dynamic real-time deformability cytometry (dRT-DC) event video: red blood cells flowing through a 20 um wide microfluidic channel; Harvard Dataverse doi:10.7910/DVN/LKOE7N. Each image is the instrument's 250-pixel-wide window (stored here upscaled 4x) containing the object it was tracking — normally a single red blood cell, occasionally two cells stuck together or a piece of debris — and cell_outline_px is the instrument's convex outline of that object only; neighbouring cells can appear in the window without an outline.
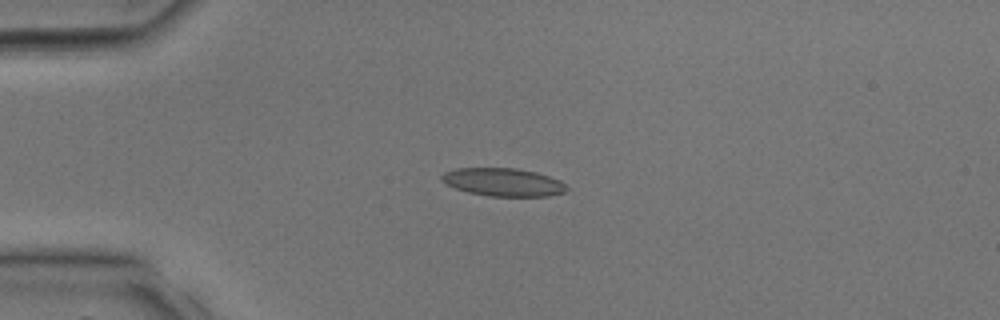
{"species": "common noctule bat (a hibernating species)", "species_latin": "Nyctalus noctula", "temperature_condition": "room temperature", "stored_images_in_passage": 3, "camera_frame_rate_fps": 3000, "um_per_image_px": 0.085, "animal": {"sex": "male", "body_mass_g": 17.9, "forearm_length_mm": 54.2}, "frame": {"image": 1, "passage_image": 2, "time_ms": 0.333, "image_size_px": [1000, 320], "cell_outline_px": [[568, 188], [564, 192], [548, 196], [488, 196], [468, 192], [456, 188], [440, 180], [440, 176], [444, 172], [456, 168], [516, 168], [536, 172], [560, 180]], "centroid_in_image_um": [42.76, 15.48], "position_along_channel_um": 42.2, "area_um2": 20.35}}
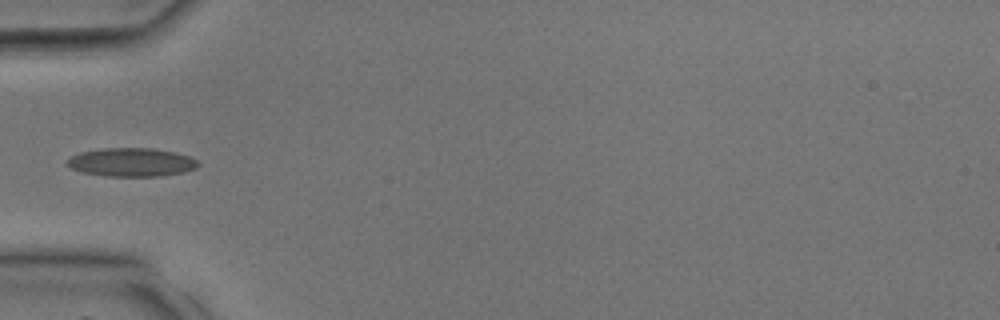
{"frame": {"image": 2, "passage_image": 3, "time_ms": 0.667, "image_size_px": [1000, 320], "cell_outline_px": [[200, 164], [196, 168], [184, 172], [160, 176], [104, 176], [84, 172], [72, 168], [68, 164], [68, 160], [72, 156], [80, 152], [104, 148], [152, 148], [176, 152], [188, 156], [196, 160]], "centroid_in_image_um": [11.22, 13.79], "position_along_channel_um": 73.8, "area_um2": 21.62}}